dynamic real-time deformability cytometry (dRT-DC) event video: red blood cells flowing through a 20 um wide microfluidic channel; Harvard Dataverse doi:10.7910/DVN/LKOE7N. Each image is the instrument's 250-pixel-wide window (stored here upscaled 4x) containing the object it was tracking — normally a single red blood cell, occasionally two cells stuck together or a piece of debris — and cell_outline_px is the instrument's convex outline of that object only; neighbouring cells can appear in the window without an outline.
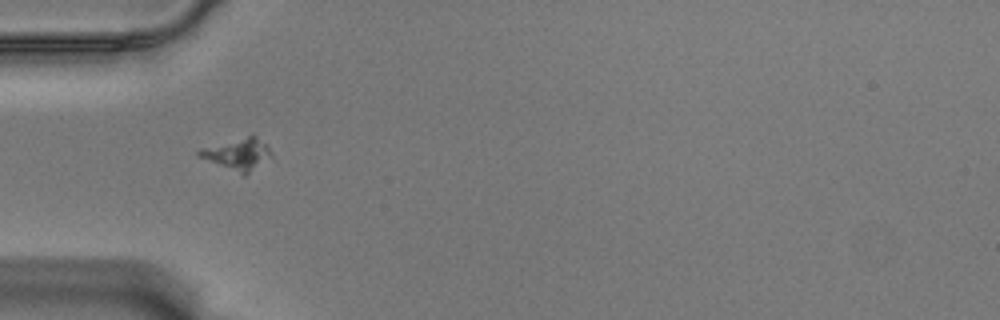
{"species": "Egyptian fruit bat (a non-hibernating species)", "species_latin": "Rousettus aegyptiacus", "temperature_condition": "warm", "stored_images_in_passage": 41, "camera_frame_rate_fps": 3000, "um_per_image_px": 0.085, "animal": {"sex": "male"}, "frame": {"image": 1, "passage_image": 2, "time_ms": 0.333, "image_size_px": [1000, 320], "cell_outline_px": [[272, 156], [244, 176], [196, 156], [196, 152], [200, 148], [252, 132], [268, 144], [272, 152]], "centroid_in_image_um": [20.2, 13.04], "position_along_channel_um": 64.8, "area_um2": 13.99}}
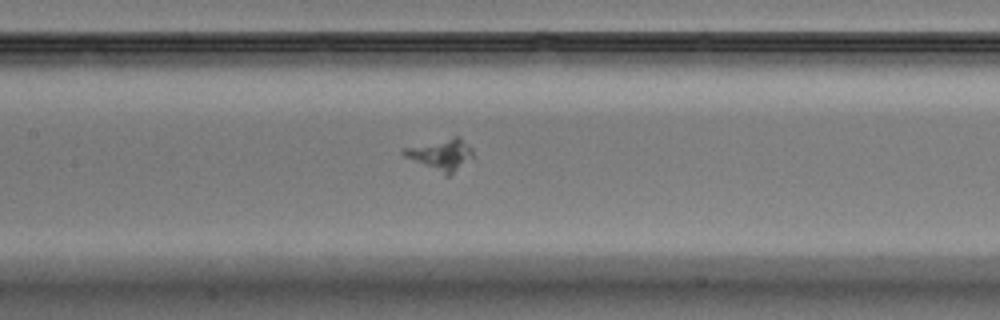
{"frame": {"image": 2, "passage_image": 11, "time_ms": 3.333, "image_size_px": [1000, 320], "cell_outline_px": [[476, 156], [448, 176], [444, 176], [404, 156], [400, 152], [404, 148], [452, 136], [460, 136], [472, 148]], "centroid_in_image_um": [37.52, 13.14], "position_along_channel_um": 169.9, "area_um2": 12.95}}
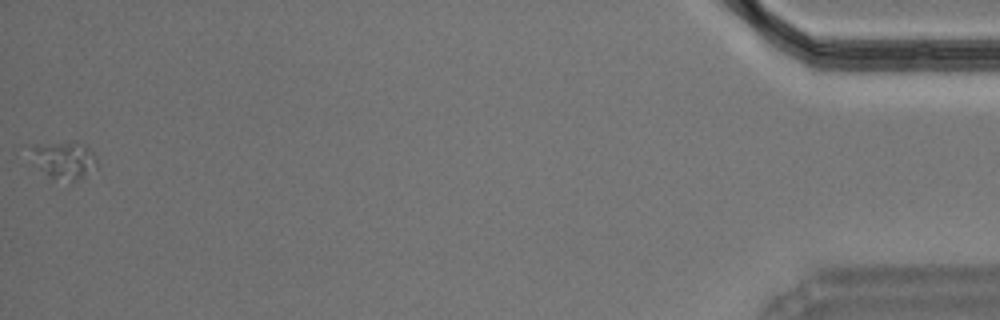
{"frame": {"image": 3, "passage_image": 41, "time_ms": 13.333, "image_size_px": [1000, 320], "cell_outline_px": [[96, 168], [72, 184], [48, 176], [40, 168], [24, 144], [72, 140], [76, 140], [84, 144], [96, 156]], "centroid_in_image_um": [5.4, 13.55], "position_along_channel_um": 429.8, "area_um2": 15.2}}